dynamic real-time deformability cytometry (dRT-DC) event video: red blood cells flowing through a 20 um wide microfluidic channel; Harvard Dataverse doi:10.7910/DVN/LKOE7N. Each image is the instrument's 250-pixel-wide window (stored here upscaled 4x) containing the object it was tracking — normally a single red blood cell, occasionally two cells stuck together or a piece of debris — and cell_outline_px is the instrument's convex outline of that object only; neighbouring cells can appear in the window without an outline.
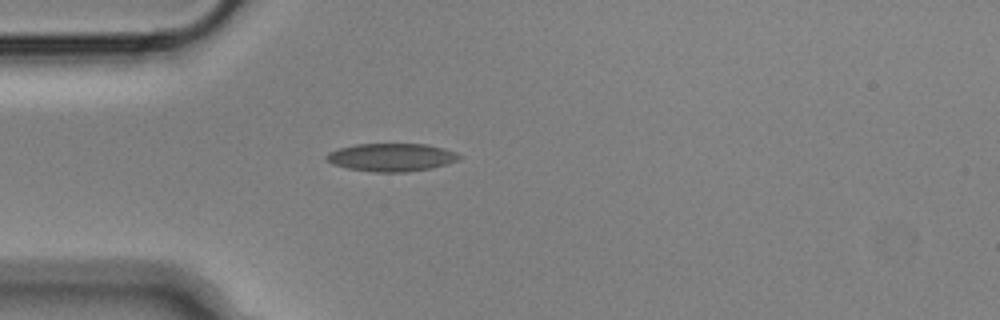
{"species": "Egyptian fruit bat (a non-hibernating species)", "species_latin": "Rousettus aegyptiacus", "temperature_condition": "cold", "stored_images_in_passage": 41, "camera_frame_rate_fps": 3000, "um_per_image_px": 0.085, "animal": {"sex": "male"}, "frame": {"image": 1, "passage_image": 1, "time_ms": 0.0, "image_size_px": [1000, 320], "cell_outline_px": [[460, 160], [448, 164], [432, 168], [408, 172], [372, 172], [348, 168], [332, 164], [324, 160], [324, 156], [328, 152], [340, 148], [356, 144], [424, 144], [444, 148], [456, 152], [460, 156]], "centroid_in_image_um": [33.26, 13.38], "position_along_channel_um": 51.7, "area_um2": 21.85}}
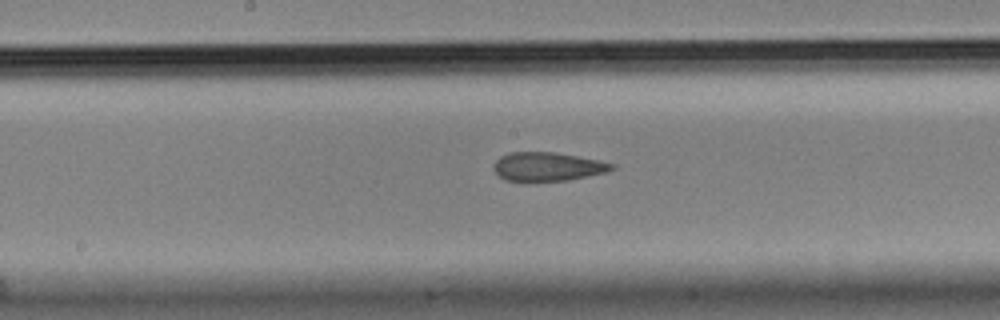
{"frame": {"image": 2, "passage_image": 14, "time_ms": 4.333, "image_size_px": [1000, 320], "cell_outline_px": [[616, 168], [608, 172], [568, 180], [524, 184], [504, 180], [492, 168], [492, 164], [500, 156], [508, 152], [556, 152], [580, 156], [600, 160], [616, 164]], "centroid_in_image_um": [46.52, 14.19], "position_along_channel_um": 201.7, "area_um2": 20.81}}
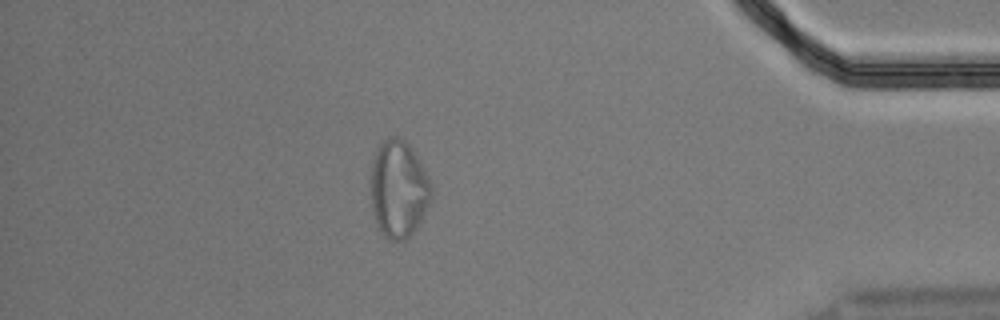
{"frame": {"image": 3, "passage_image": 34, "time_ms": 11.0, "image_size_px": [1000, 320], "cell_outline_px": [[432, 196], [416, 228], [404, 240], [388, 240], [380, 232], [372, 208], [372, 156], [380, 144], [388, 136], [396, 136], [404, 140], [412, 148], [428, 176], [432, 188]], "centroid_in_image_um": [33.87, 16.04], "position_along_channel_um": 401.3, "area_um2": 33.99}, "authors_computed_cell_mechanics": {"area_um2": 21.6172, "velocity_mm_per_s": 3.6155, "shape_relaxation_time_tau1_ms": null, "shape_relaxation_time_tau2_ms": 2.1287, "deformation_change_tau1": null, "deformation_change_tau2": 0.081}}